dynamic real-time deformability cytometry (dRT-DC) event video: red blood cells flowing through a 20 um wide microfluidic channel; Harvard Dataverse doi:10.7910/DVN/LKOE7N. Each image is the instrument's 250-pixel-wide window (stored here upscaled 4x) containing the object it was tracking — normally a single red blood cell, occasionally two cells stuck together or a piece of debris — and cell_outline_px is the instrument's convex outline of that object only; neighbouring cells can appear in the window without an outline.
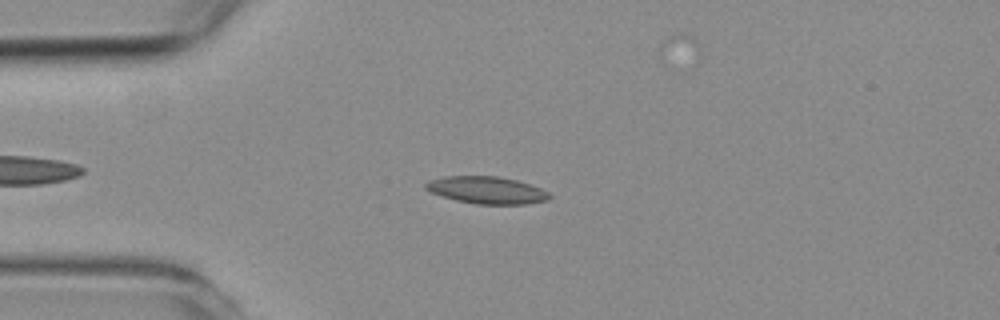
{"species": "common noctule bat (a hibernating species)", "species_latin": "Nyctalus noctula", "temperature_condition": "room temperature", "stored_images_in_passage": 51, "camera_frame_rate_fps": 3000, "um_per_image_px": 0.085, "animal": {"sex": "female", "body_mass_g": 19.3, "forearm_length_mm": 54.1}, "frame": {"image": 1, "passage_image": 9, "time_ms": 2.667, "image_size_px": [1000, 320], "cell_outline_px": [[552, 196], [548, 200], [528, 204], [476, 204], [456, 200], [432, 192], [424, 188], [424, 184], [428, 180], [444, 176], [496, 176], [516, 180], [540, 188], [548, 192]], "centroid_in_image_um": [41.37, 16.16], "position_along_channel_um": 43.6, "area_um2": 19.54}}
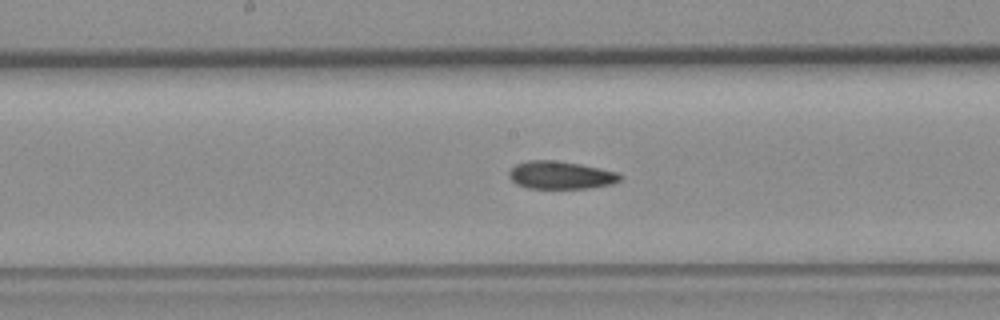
{"frame": {"image": 2, "passage_image": 23, "time_ms": 7.333, "image_size_px": [1000, 320], "cell_outline_px": [[624, 176], [620, 180], [612, 184], [588, 188], [528, 188], [516, 184], [508, 176], [508, 172], [516, 164], [528, 160], [556, 160], [580, 164], [616, 172]], "centroid_in_image_um": [47.64, 14.88], "position_along_channel_um": 200.6, "area_um2": 17.98}}
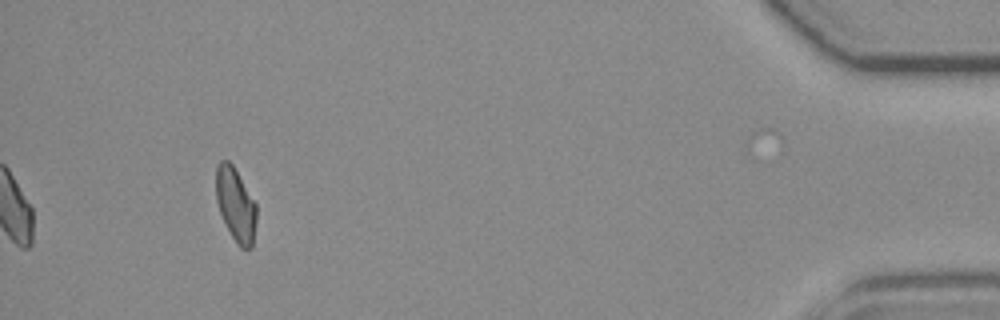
{"frame": {"image": 3, "passage_image": 46, "time_ms": 15.0, "image_size_px": [1000, 320], "cell_outline_px": [[256, 224], [252, 248], [240, 248], [236, 244], [220, 212], [216, 200], [216, 164], [220, 160], [228, 160], [232, 164], [256, 204]], "centroid_in_image_um": [20.03, 17.39], "position_along_channel_um": 415.2, "area_um2": 17.22}, "authors_computed_cell_mechanics": {"area_um2": 18.207, "velocity_mm_per_s": 3.761, "shape_relaxation_time_tau1_ms": null, "shape_relaxation_time_tau2_ms": 5.5648, "deformation_change_tau1": null, "deformation_change_tau2": 0.1246}}